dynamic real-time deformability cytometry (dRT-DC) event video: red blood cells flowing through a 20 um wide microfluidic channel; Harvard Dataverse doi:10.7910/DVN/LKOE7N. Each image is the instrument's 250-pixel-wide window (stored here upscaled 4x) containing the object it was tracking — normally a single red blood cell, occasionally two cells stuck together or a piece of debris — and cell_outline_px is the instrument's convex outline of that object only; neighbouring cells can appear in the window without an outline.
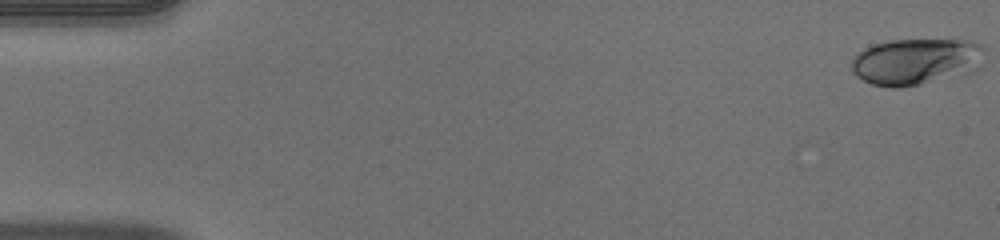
{"species": "human", "species_latin": "Homo sapiens", "temperature_condition": "warm", "stored_images_in_passage": 51, "camera_frame_rate_fps": 3000, "um_per_image_px": 0.085, "donor": {"sex": "male"}, "frame": {"image": 1, "passage_image": 1, "time_ms": 0.0, "image_size_px": [1000, 240], "cell_outline_px": [[984, 48], [972, 68], [968, 72], [920, 84], [900, 88], [892, 88], [872, 84], [856, 76], [852, 72], [852, 60], [864, 48], [872, 44], [888, 40], [972, 40], [984, 44]], "centroid_in_image_um": [77.76, 5.21], "position_along_channel_um": 7.2, "area_um2": 35.32}}
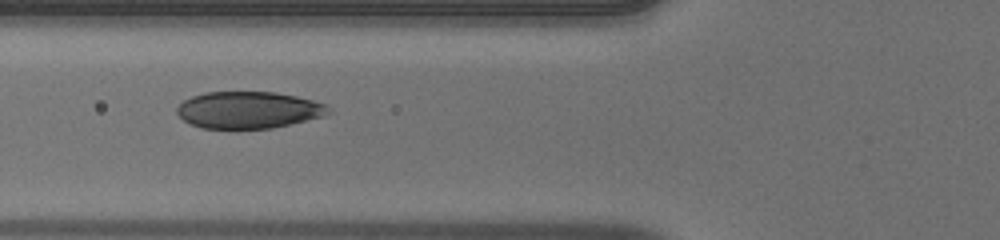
{"frame": {"image": 2, "passage_image": 20, "time_ms": 6.333, "image_size_px": [1000, 240], "cell_outline_px": [[332, 112], [324, 116], [272, 128], [200, 128], [184, 120], [176, 112], [176, 108], [184, 100], [192, 96], [204, 92], [276, 92], [296, 96], [312, 100], [324, 104]], "centroid_in_image_um": [21.11, 9.34], "position_along_channel_um": 104.7, "area_um2": 32.37}}
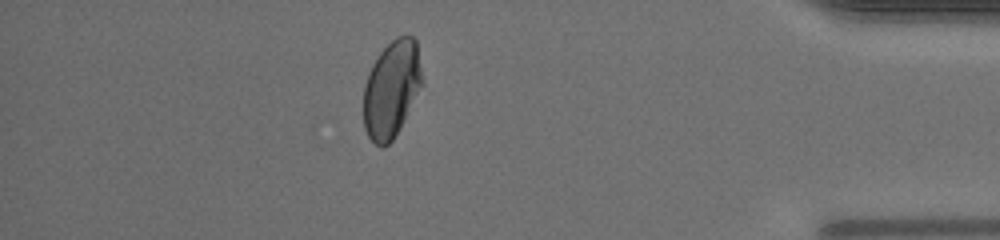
{"frame": {"image": 3, "passage_image": 45, "time_ms": 14.667, "image_size_px": [1000, 240], "cell_outline_px": [[424, 84], [404, 120], [392, 140], [388, 144], [380, 148], [368, 136], [364, 128], [364, 84], [368, 72], [376, 56], [396, 36], [412, 36], [416, 40]], "centroid_in_image_um": [33.29, 7.55], "position_along_channel_um": 401.9, "area_um2": 33.23}, "authors_computed_cell_mechanics": {"area_um2": 33.6396, "velocity_mm_per_s": 4.0529, "shape_relaxation_time_tau1_ms": 5.2042, "shape_relaxation_time_tau2_ms": null, "deformation_change_tau1": 0.179, "deformation_change_tau2": null}}